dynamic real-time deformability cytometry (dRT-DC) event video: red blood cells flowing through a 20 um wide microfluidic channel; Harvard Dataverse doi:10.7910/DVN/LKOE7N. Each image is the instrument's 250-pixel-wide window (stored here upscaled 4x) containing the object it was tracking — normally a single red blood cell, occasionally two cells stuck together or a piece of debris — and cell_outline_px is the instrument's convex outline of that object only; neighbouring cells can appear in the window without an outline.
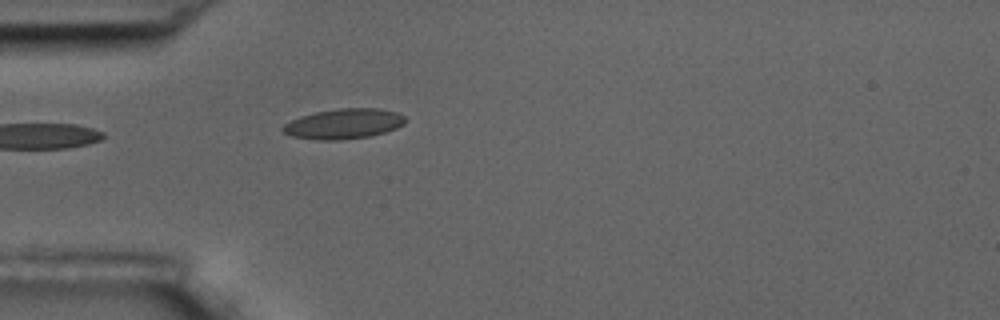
{"species": "common noctule bat (a hibernating species)", "species_latin": "Nyctalus noctula", "temperature_condition": "room temperature", "stored_images_in_passage": 4, "camera_frame_rate_fps": 3000, "um_per_image_px": 0.085, "animal": {"sex": "male", "body_mass_g": 17.5, "forearm_length_mm": 52.3}, "frame": {"image": 1, "passage_image": 4, "time_ms": 3.333, "image_size_px": [1000, 320], "cell_outline_px": [[404, 124], [396, 128], [384, 132], [368, 136], [340, 140], [316, 140], [292, 136], [284, 132], [280, 128], [284, 124], [300, 116], [316, 112], [336, 108], [380, 108], [396, 112], [404, 116]], "centroid_in_image_um": [29.19, 10.52], "position_along_channel_um": 55.8, "area_um2": 21.44}}